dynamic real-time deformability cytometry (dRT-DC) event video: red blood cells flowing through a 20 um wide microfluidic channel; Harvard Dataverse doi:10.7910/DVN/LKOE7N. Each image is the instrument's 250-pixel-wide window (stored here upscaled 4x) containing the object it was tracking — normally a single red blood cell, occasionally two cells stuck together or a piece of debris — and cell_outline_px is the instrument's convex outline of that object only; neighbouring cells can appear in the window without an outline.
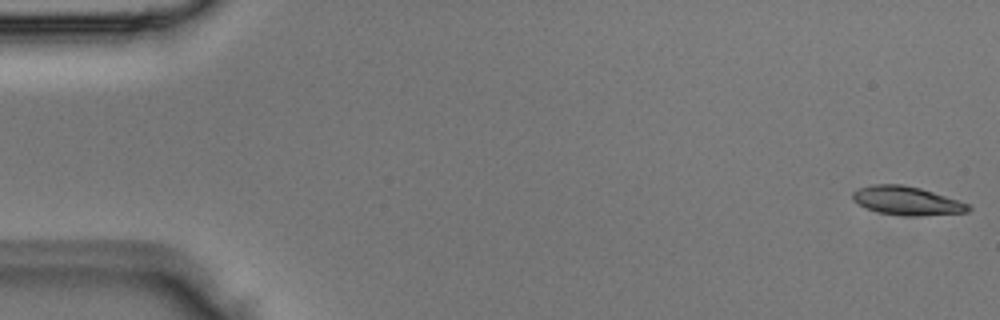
{"species": "Egyptian fruit bat (a non-hibernating species)", "species_latin": "Rousettus aegyptiacus", "temperature_condition": "room temperature", "stored_images_in_passage": 5, "camera_frame_rate_fps": 3000, "um_per_image_px": 0.085, "animal": {"sex": "male"}, "frame": {"image": 1, "passage_image": 1, "time_ms": 0.0, "image_size_px": [1000, 320], "cell_outline_px": [[972, 208], [968, 212], [916, 216], [904, 216], [880, 212], [868, 208], [852, 200], [852, 192], [856, 188], [872, 184], [900, 184], [920, 188], [968, 204]], "centroid_in_image_um": [77.04, 17.05], "position_along_channel_um": 8.0, "area_um2": 19.07}}
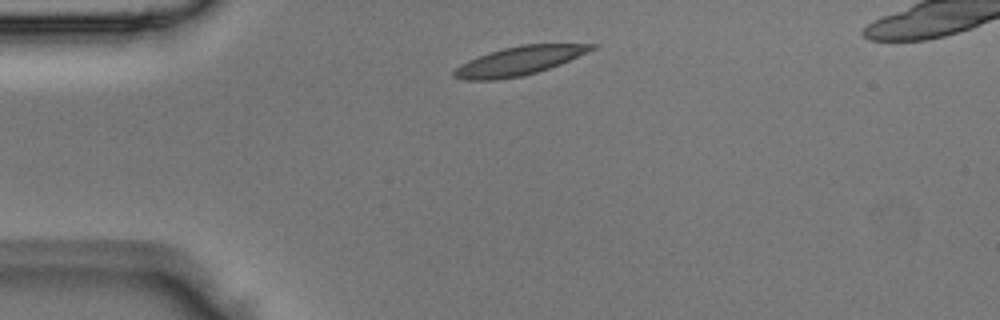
{"frame": {"image": 2, "passage_image": 5, "time_ms": 1.333, "image_size_px": [1000, 320], "cell_outline_px": [[600, 44], [596, 48], [588, 52], [560, 64], [524, 76], [496, 80], [464, 80], [452, 76], [452, 72], [460, 64], [468, 60], [504, 48], [520, 44]], "centroid_in_image_um": [44.12, 5.18], "position_along_channel_um": 40.9, "area_um2": 22.89}}